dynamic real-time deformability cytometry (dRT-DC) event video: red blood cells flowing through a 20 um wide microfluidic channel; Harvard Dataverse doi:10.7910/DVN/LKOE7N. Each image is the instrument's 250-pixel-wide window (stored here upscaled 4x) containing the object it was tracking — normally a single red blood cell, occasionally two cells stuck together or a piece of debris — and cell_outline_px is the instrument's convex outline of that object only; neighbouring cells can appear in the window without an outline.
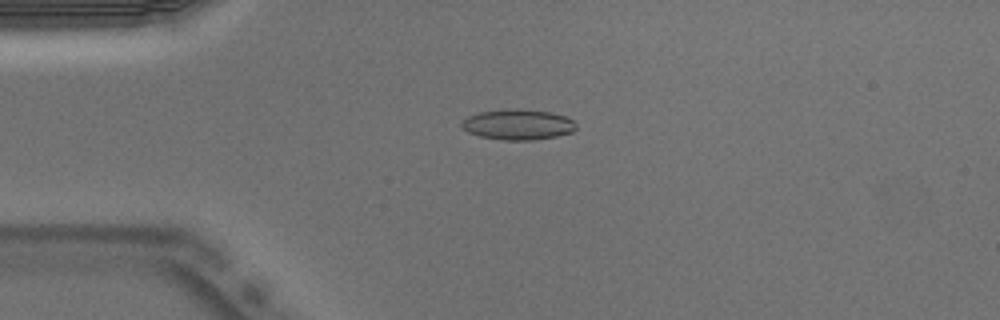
{"species": "Egyptian fruit bat (a non-hibernating species)", "species_latin": "Rousettus aegyptiacus", "temperature_condition": "warm", "stored_images_in_passage": 49, "camera_frame_rate_fps": 3000, "um_per_image_px": 0.085, "animal": {"sex": "male"}, "frame": {"image": 1, "passage_image": 11, "time_ms": 3.333, "image_size_px": [1000, 320], "cell_outline_px": [[576, 128], [572, 132], [556, 136], [532, 140], [504, 140], [480, 136], [468, 132], [460, 128], [460, 124], [468, 116], [480, 112], [508, 108], [520, 108], [552, 112], [564, 116], [572, 120], [576, 124]], "centroid_in_image_um": [44.01, 10.57], "position_along_channel_um": 41.0, "area_um2": 20.46}}
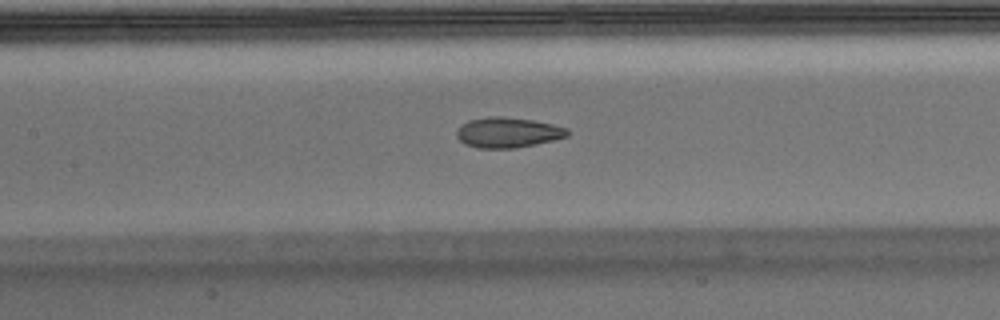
{"frame": {"image": 2, "passage_image": 22, "time_ms": 7.0, "image_size_px": [1000, 320], "cell_outline_px": [[568, 136], [536, 144], [516, 148], [480, 148], [464, 144], [456, 136], [456, 132], [460, 124], [468, 120], [488, 116], [500, 116], [532, 120], [552, 124], [568, 128]], "centroid_in_image_um": [43.13, 11.26], "position_along_channel_um": 164.3, "area_um2": 19.59}}
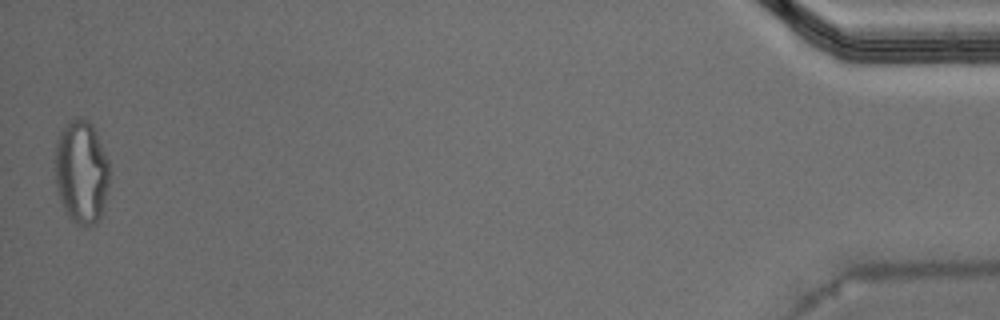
{"frame": {"image": 3, "passage_image": 49, "time_ms": 16.0, "image_size_px": [1000, 320], "cell_outline_px": [[108, 184], [100, 216], [96, 224], [80, 224], [72, 220], [68, 216], [60, 200], [56, 184], [56, 144], [60, 132], [68, 120], [72, 116], [80, 116], [88, 120], [92, 124], [96, 132], [108, 160]], "centroid_in_image_um": [6.91, 14.54], "position_along_channel_um": 428.3, "area_um2": 32.43}, "authors_computed_cell_mechanics": {"area_um2": 20.1722, "velocity_mm_per_s": 3.9648, "shape_relaxation_time_tau1_ms": null, "shape_relaxation_time_tau2_ms": 1.4358, "deformation_change_tau1": null, "deformation_change_tau2": 0.0727}}